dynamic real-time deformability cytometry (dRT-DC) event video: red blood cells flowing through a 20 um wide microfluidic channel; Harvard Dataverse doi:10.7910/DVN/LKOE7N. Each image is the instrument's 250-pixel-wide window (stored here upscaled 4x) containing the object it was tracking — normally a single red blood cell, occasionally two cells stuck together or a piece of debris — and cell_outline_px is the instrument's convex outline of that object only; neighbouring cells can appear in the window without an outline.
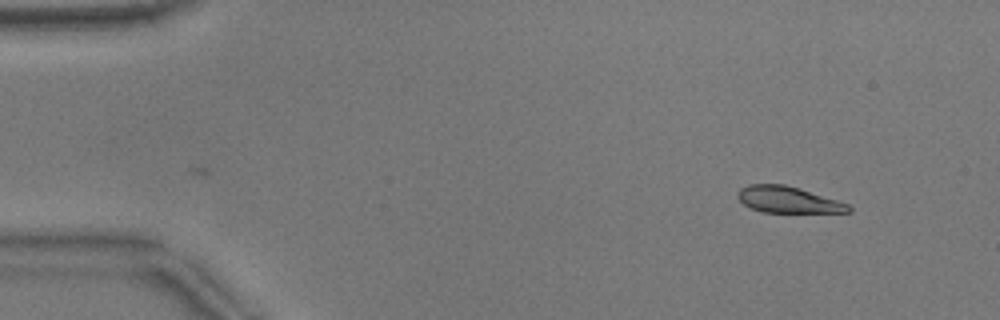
{"species": "common noctule bat (a hibernating species)", "species_latin": "Nyctalus noctula", "temperature_condition": "warm", "stored_images_in_passage": 41, "camera_frame_rate_fps": 3000, "um_per_image_px": 0.085, "animal": {"sex": "male", "body_mass_g": 17.9}, "frame": {"image": 1, "passage_image": 1, "time_ms": 0.0, "image_size_px": [1000, 320], "cell_outline_px": [[852, 212], [764, 212], [752, 208], [744, 204], [736, 196], [736, 192], [740, 188], [748, 184], [784, 184], [800, 188], [848, 204], [852, 208]], "centroid_in_image_um": [66.95, 16.96], "position_along_channel_um": 18.0, "area_um2": 16.94}}
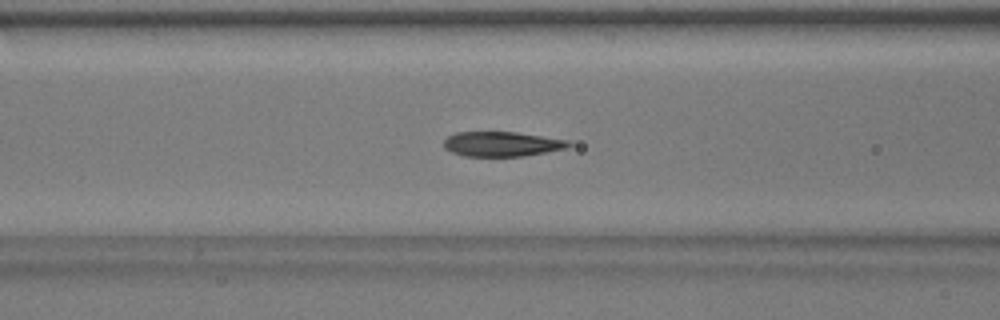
{"frame": {"image": 2, "passage_image": 17, "time_ms": 5.333, "image_size_px": [1000, 320], "cell_outline_px": [[572, 144], [568, 148], [524, 156], [464, 156], [452, 152], [444, 148], [444, 140], [448, 136], [456, 132], [516, 132], [568, 140]], "centroid_in_image_um": [42.66, 12.24], "position_along_channel_um": 123.9, "area_um2": 18.03}}
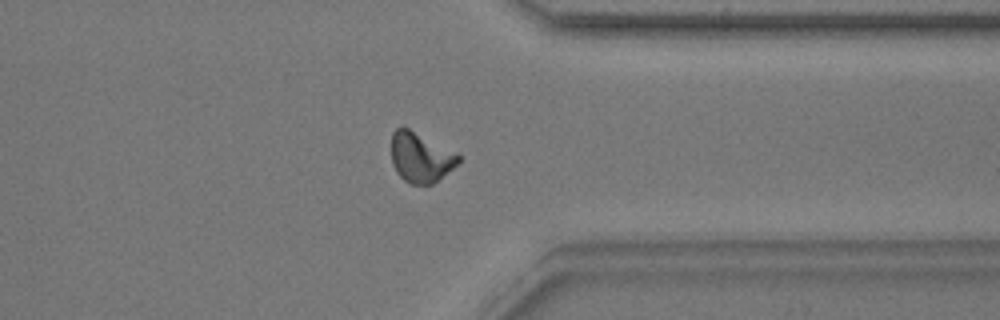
{"frame": {"image": 3, "passage_image": 37, "time_ms": 12.0, "image_size_px": [1000, 320], "cell_outline_px": [[460, 160], [452, 168], [432, 184], [412, 184], [404, 180], [396, 172], [392, 164], [392, 132], [396, 128], [408, 128], [460, 156]], "centroid_in_image_um": [35.7, 13.39], "position_along_channel_um": 375.7, "area_um2": 18.84}, "authors_computed_cell_mechanics": {"area_um2": 18.8428, "velocity_mm_per_s": 3.8316, "shape_relaxation_time_tau1_ms": 4.1232, "shape_relaxation_time_tau2_ms": 1.7811, "deformation_change_tau1": 0.1863, "deformation_change_tau2": 0.0805}}